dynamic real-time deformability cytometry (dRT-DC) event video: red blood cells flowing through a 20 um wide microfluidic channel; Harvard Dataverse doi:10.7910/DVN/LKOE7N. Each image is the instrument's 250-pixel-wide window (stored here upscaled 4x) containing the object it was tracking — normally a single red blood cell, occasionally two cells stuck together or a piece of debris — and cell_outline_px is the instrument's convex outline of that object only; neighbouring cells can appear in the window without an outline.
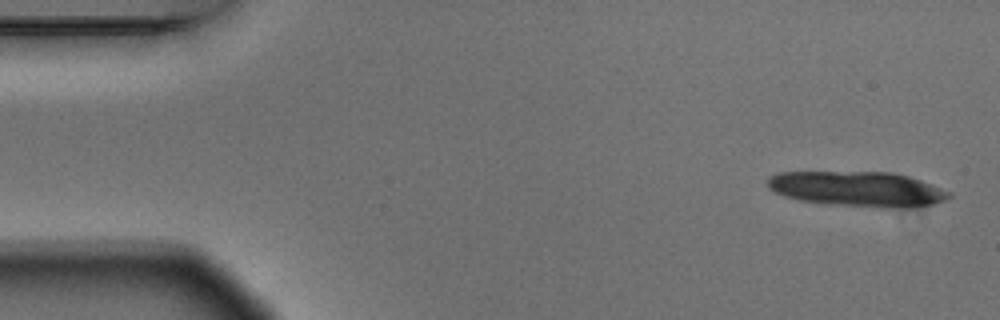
{"species": "Egyptian fruit bat (a non-hibernating species)", "species_latin": "Rousettus aegyptiacus", "temperature_condition": "warm", "stored_images_in_passage": 5, "camera_frame_rate_fps": 3000, "um_per_image_px": 0.085, "animal": {"sex": "male"}, "frame": {"image": 1, "passage_image": 1, "time_ms": 0.0, "image_size_px": [1000, 320], "cell_outline_px": [[952, 196], [944, 200], [932, 204], [884, 208], [828, 204], [800, 200], [784, 196], [768, 188], [768, 176], [776, 172], [892, 172], [908, 176], [932, 184], [952, 192]], "centroid_in_image_um": [72.86, 16.05], "position_along_channel_um": 12.1, "area_um2": 36.99}}
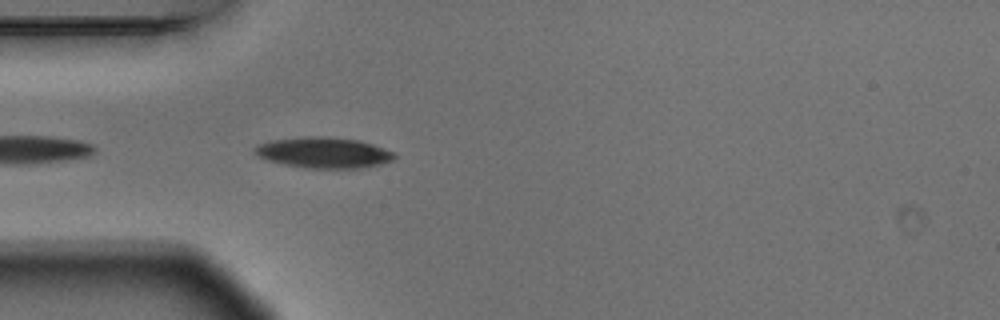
{"frame": {"image": 2, "passage_image": 5, "time_ms": 1.333, "image_size_px": [1000, 320], "cell_outline_px": [[396, 156], [392, 160], [380, 164], [364, 168], [308, 168], [284, 164], [268, 160], [256, 156], [252, 152], [252, 148], [260, 144], [272, 140], [308, 136], [320, 136], [360, 140], [372, 144], [392, 152]], "centroid_in_image_um": [27.47, 12.97], "position_along_channel_um": 57.5, "area_um2": 24.97}}